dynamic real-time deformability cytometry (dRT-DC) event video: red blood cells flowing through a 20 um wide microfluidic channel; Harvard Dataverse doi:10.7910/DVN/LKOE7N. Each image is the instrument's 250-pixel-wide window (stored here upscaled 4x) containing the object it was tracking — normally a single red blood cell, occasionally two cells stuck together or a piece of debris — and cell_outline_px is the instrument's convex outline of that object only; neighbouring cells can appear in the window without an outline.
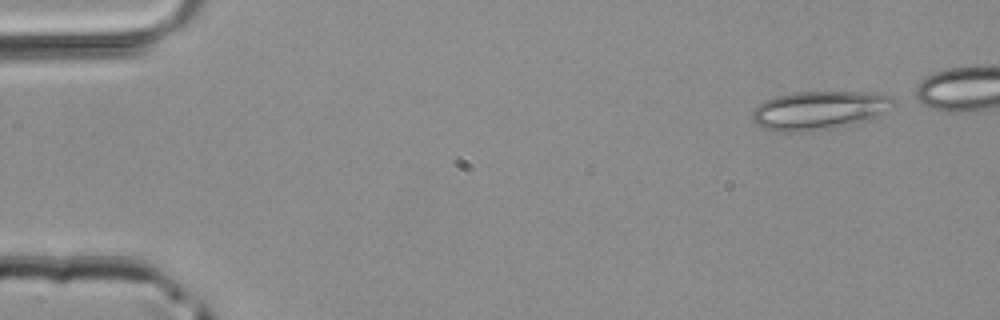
{"species": "common noctule bat (a hibernating species)", "species_latin": "Nyctalus noctula", "temperature_condition": "room temperature", "stored_images_in_passage": 39, "camera_frame_rate_fps": 3000, "um_per_image_px": 0.085, "animal": {"sex": "male", "body_mass_g": 20.4}, "frame": {"image": 1, "passage_image": 1, "time_ms": 0.0, "image_size_px": [1000, 320], "cell_outline_px": [[896, 104], [884, 112], [868, 120], [808, 132], [780, 132], [764, 128], [756, 124], [752, 120], [752, 108], [764, 100], [776, 96], [792, 92], [872, 92], [888, 96]], "centroid_in_image_um": [69.56, 9.37], "position_along_channel_um": 15.4, "area_um2": 31.73}}
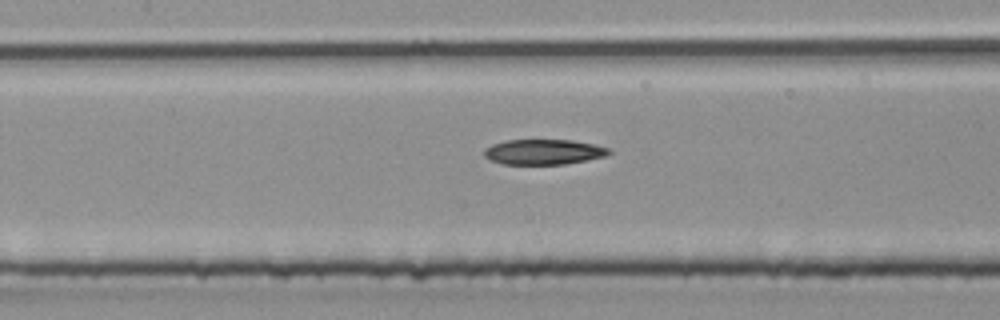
{"frame": {"image": 2, "passage_image": 19, "time_ms": 6.0, "image_size_px": [1000, 320], "cell_outline_px": [[612, 152], [608, 156], [588, 160], [564, 164], [500, 164], [484, 156], [484, 148], [492, 144], [504, 140], [572, 140], [596, 144], [608, 148]], "centroid_in_image_um": [46.23, 12.91], "position_along_channel_um": 161.2, "area_um2": 18.55}}
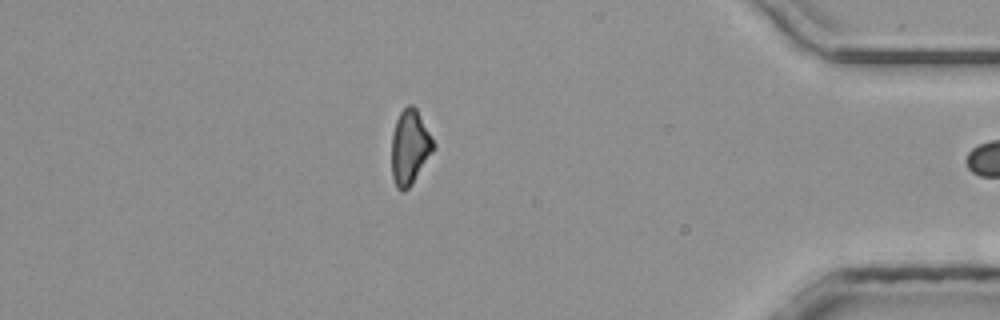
{"frame": {"image": 3, "passage_image": 38, "time_ms": 12.333, "image_size_px": [1000, 320], "cell_outline_px": [[436, 148], [412, 184], [404, 192], [400, 192], [396, 188], [392, 176], [392, 132], [396, 120], [400, 112], [408, 104], [412, 104], [416, 108], [436, 144]], "centroid_in_image_um": [34.84, 12.53], "position_along_channel_um": 400.4, "area_um2": 18.44}}